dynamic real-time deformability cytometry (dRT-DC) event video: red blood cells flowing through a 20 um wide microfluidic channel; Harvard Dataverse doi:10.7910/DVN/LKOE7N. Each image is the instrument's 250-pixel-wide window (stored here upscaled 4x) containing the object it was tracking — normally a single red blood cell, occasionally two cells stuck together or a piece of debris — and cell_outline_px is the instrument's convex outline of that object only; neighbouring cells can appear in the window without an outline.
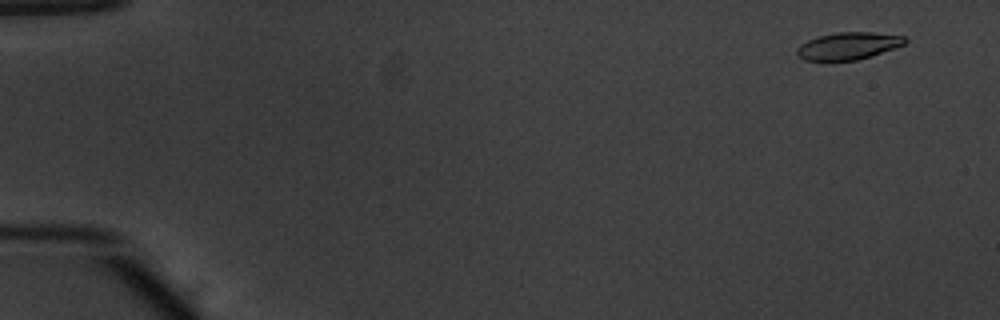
{"species": "common noctule bat (a hibernating species)", "species_latin": "Nyctalus noctula", "temperature_condition": "warm", "stored_images_in_passage": 52, "camera_frame_rate_fps": 3000, "um_per_image_px": 0.085, "animal": {"sex": "male", "body_mass_g": 20.1, "forearm_length_mm": 53.5}, "frame": {"image": 1, "passage_image": 2, "time_ms": 0.333, "image_size_px": [1000, 320], "cell_outline_px": [[908, 40], [904, 44], [872, 56], [856, 60], [804, 60], [796, 56], [796, 48], [800, 44], [808, 40], [820, 36], [836, 32], [872, 32], [904, 36]], "centroid_in_image_um": [72.08, 3.9], "position_along_channel_um": 12.9, "area_um2": 17.11}}
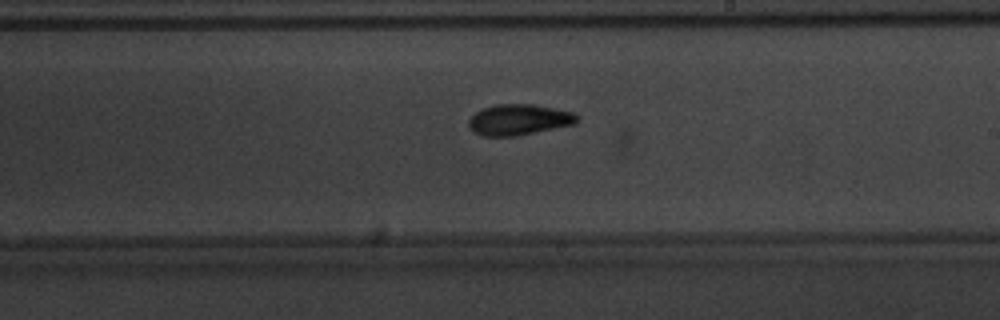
{"frame": {"image": 2, "passage_image": 31, "time_ms": 10.0, "image_size_px": [1000, 320], "cell_outline_px": [[576, 124], [512, 136], [484, 136], [472, 132], [468, 128], [468, 120], [480, 108], [496, 104], [532, 104], [572, 112], [576, 116]], "centroid_in_image_um": [44.02, 10.17], "position_along_channel_um": 245.0, "area_um2": 19.31}}
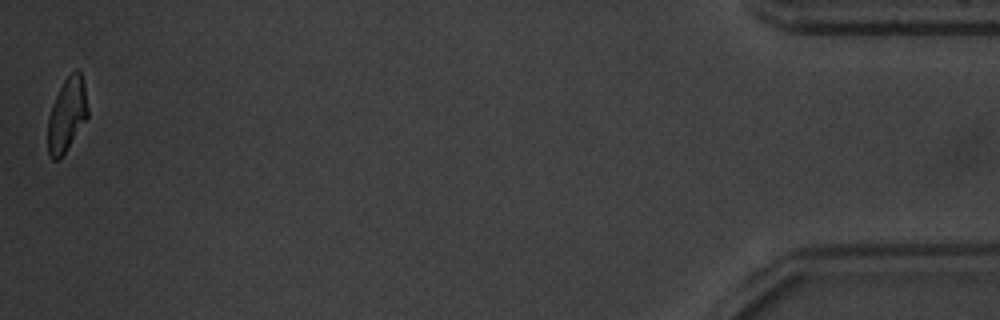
{"frame": {"image": 3, "passage_image": 52, "time_ms": 17.0, "image_size_px": [1000, 320], "cell_outline_px": [[88, 116], [60, 160], [52, 160], [48, 152], [48, 120], [52, 104], [64, 80], [76, 68], [80, 72], [84, 84], [88, 108]], "centroid_in_image_um": [5.69, 9.77], "position_along_channel_um": 429.5, "area_um2": 16.99}, "authors_computed_cell_mechanics": {"area_um2": 18.4382, "velocity_mm_per_s": 3.8536, "shape_relaxation_time_tau1_ms": 3.445, "shape_relaxation_time_tau2_ms": 2.9187, "deformation_change_tau1": 0.1568, "deformation_change_tau2": 0.0941}}